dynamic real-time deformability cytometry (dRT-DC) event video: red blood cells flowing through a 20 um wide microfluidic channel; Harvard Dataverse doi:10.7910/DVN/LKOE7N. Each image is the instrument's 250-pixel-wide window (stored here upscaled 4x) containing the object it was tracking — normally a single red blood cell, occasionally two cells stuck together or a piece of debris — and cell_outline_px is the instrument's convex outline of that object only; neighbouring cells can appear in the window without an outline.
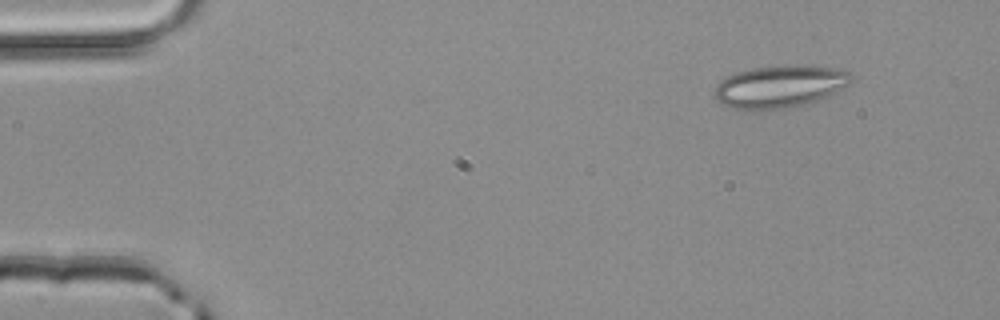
{"species": "common noctule bat (a hibernating species)", "species_latin": "Nyctalus noctula", "temperature_condition": "room temperature", "stored_images_in_passage": 3, "segment_of_instrument_passage": [1, 2], "camera_frame_rate_fps": 3000, "um_per_image_px": 0.085, "animal": {"sex": "male", "body_mass_g": 20.4}, "frame": {"image": 1, "passage_image": 1, "time_ms": 0.0, "image_size_px": [1000, 320], "cell_outline_px": [[856, 80], [816, 100], [784, 108], [732, 108], [716, 100], [716, 84], [720, 80], [736, 72], [752, 68], [784, 64], [796, 64], [828, 68], [848, 72]], "centroid_in_image_um": [66.25, 7.31], "position_along_channel_um": 18.8, "area_um2": 32.83}}
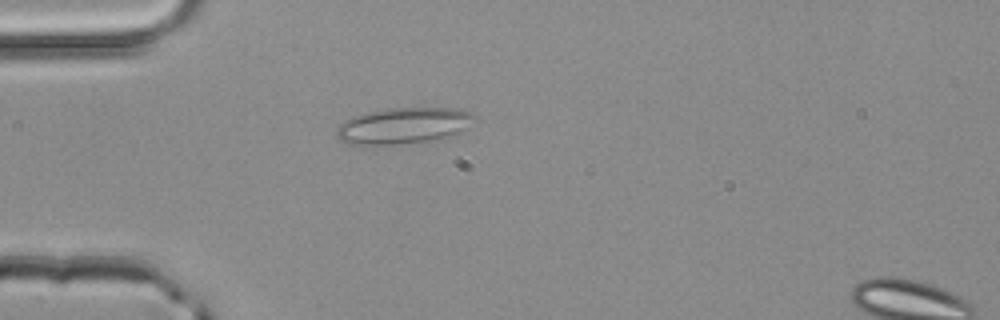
{"frame": {"image": 2, "passage_image": 2, "time_ms": 0.333, "image_size_px": [1000, 320], "cell_outline_px": [[476, 116], [468, 128], [456, 136], [444, 140], [396, 144], [348, 144], [340, 140], [336, 136], [336, 128], [344, 120], [352, 116], [368, 112], [388, 108], [460, 108], [472, 112]], "centroid_in_image_um": [34.37, 10.69], "position_along_channel_um": 50.6, "area_um2": 29.77}}